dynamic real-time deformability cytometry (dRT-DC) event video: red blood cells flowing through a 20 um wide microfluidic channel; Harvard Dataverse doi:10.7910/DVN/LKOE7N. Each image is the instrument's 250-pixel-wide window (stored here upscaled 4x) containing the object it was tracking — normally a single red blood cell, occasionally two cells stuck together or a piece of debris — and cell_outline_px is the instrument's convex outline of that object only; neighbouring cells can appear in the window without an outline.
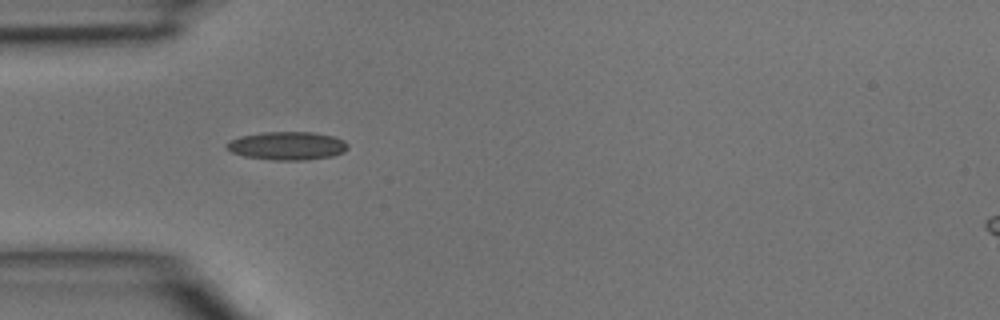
{"species": "common noctule bat (a hibernating species)", "species_latin": "Nyctalus noctula", "temperature_condition": "room temperature", "stored_images_in_passage": 5, "camera_frame_rate_fps": 3000, "um_per_image_px": 0.085, "animal": {"sex": "male", "body_mass_g": 15.6}, "frame": {"image": 1, "passage_image": 4, "time_ms": 1.0, "image_size_px": [1000, 320], "cell_outline_px": [[348, 148], [344, 152], [332, 156], [304, 160], [272, 160], [244, 156], [232, 152], [224, 148], [232, 140], [244, 136], [264, 132], [312, 132], [332, 136], [344, 140], [348, 144]], "centroid_in_image_um": [24.45, 12.4], "position_along_channel_um": 60.6, "area_um2": 19.77}}